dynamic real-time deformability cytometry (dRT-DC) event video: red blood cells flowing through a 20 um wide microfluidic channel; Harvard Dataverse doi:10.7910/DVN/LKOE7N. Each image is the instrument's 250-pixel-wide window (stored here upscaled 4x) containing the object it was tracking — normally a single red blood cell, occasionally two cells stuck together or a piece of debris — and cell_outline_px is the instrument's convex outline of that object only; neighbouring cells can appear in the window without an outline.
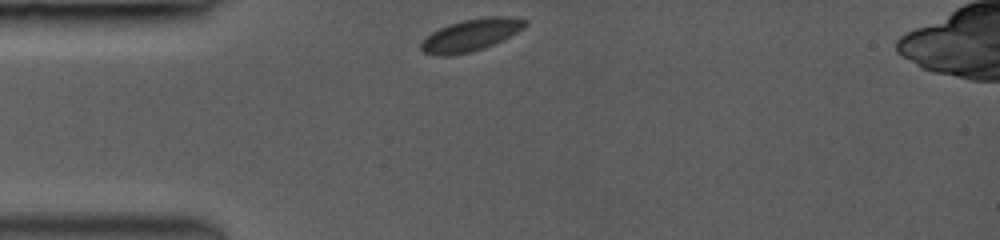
{"species": "common noctule bat (a hibernating species)", "species_latin": "Nyctalus noctula", "temperature_condition": "room temperature", "stored_images_in_passage": 34, "camera_frame_rate_fps": 3500, "um_per_image_px": 0.085, "animal": {"sex": "female", "body_mass_g": 19.0, "forearm_length_mm": 53.3}, "frame": {"image": 1, "passage_image": 1, "time_ms": 0.0, "image_size_px": [1000, 240], "cell_outline_px": [[528, 24], [524, 28], [492, 44], [468, 52], [440, 56], [424, 52], [420, 48], [420, 44], [432, 32], [448, 24], [464, 20], [488, 16], [508, 16], [528, 20]], "centroid_in_image_um": [40.04, 2.95], "position_along_channel_um": 45.0, "area_um2": 18.9}}
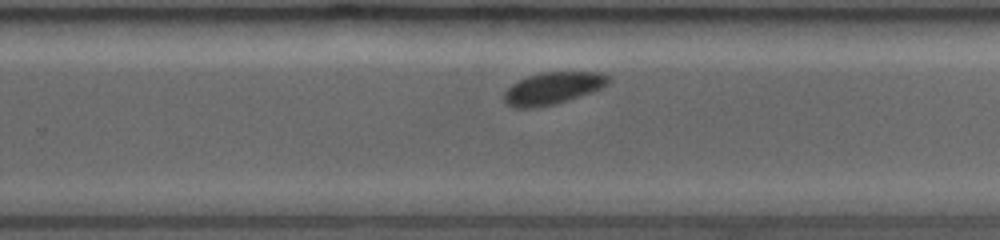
{"frame": {"image": 2, "passage_image": 22, "time_ms": 6.0, "image_size_px": [1000, 240], "cell_outline_px": [[608, 84], [600, 88], [552, 104], [528, 108], [520, 108], [508, 104], [504, 100], [504, 92], [512, 84], [528, 76], [544, 72], [600, 72], [608, 76]], "centroid_in_image_um": [46.95, 7.47], "position_along_channel_um": 282.8, "area_um2": 18.73}}
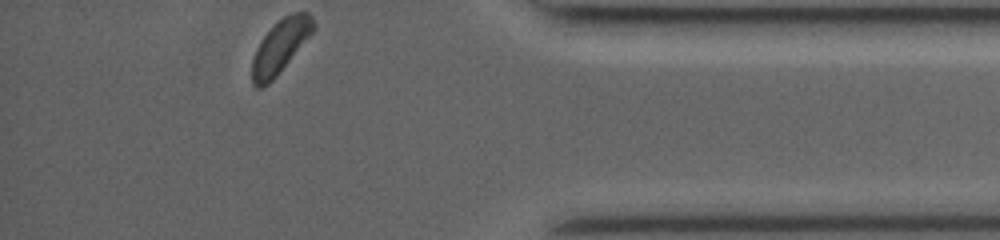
{"frame": {"image": 3, "passage_image": 34, "time_ms": 9.429, "image_size_px": [1000, 240], "cell_outline_px": [[312, 32], [276, 76], [268, 84], [260, 88], [256, 88], [252, 84], [252, 60], [256, 48], [260, 40], [284, 16], [292, 12], [308, 12], [312, 16]], "centroid_in_image_um": [23.77, 3.97], "position_along_channel_um": 411.4, "area_um2": 18.38}, "authors_computed_cell_mechanics": {"area_um2": 19.074, "velocity_mm_per_s": 3.9294, "shape_relaxation_time_tau1_ms": 9.8356, "shape_relaxation_time_tau2_ms": null, "deformation_change_tau1": 0.2371, "deformation_change_tau2": null}}